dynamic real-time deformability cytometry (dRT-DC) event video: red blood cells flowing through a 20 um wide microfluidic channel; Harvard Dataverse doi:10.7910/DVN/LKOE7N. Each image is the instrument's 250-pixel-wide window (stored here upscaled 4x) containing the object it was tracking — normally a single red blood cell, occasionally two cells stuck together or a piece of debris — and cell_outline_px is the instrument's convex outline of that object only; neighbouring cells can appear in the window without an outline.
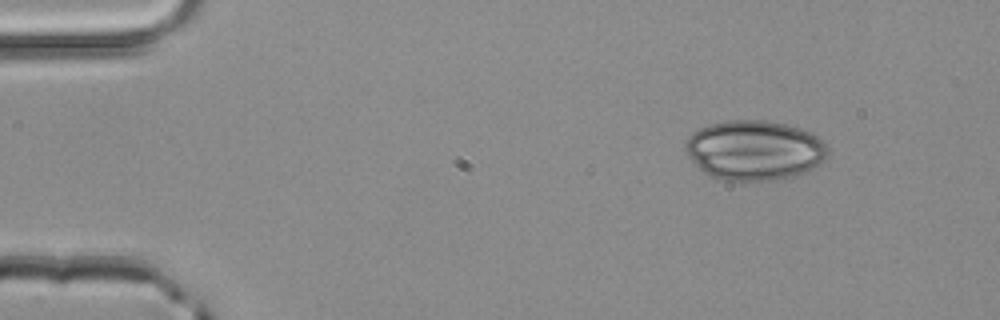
{"species": "common noctule bat (a hibernating species)", "species_latin": "Nyctalus noctula", "temperature_condition": "room temperature", "stored_images_in_passage": 2, "camera_frame_rate_fps": 3000, "um_per_image_px": 0.085, "animal": {"sex": "male", "body_mass_g": 20.4}, "frame": {"image": 1, "passage_image": 1, "time_ms": 0.0, "image_size_px": [1000, 320], "cell_outline_px": [[828, 156], [820, 164], [812, 168], [792, 176], [780, 180], [724, 180], [712, 176], [704, 172], [688, 156], [684, 148], [684, 144], [688, 136], [692, 132], [708, 124], [724, 120], [768, 120], [800, 128], [812, 132], [828, 148]], "centroid_in_image_um": [64.11, 12.75], "position_along_channel_um": 20.9, "area_um2": 49.71}}